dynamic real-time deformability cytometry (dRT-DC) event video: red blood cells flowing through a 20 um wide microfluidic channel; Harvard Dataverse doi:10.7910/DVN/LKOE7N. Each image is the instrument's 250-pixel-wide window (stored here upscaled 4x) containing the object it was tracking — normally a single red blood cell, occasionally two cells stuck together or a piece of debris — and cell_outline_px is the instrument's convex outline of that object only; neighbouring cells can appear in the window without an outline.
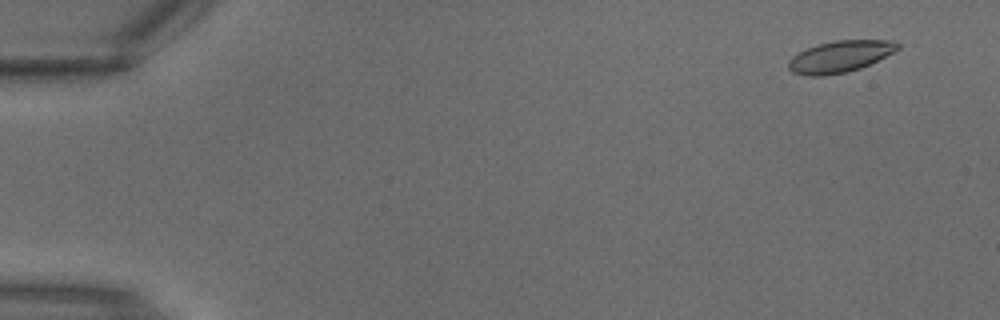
{"species": "common noctule bat (a hibernating species)", "species_latin": "Nyctalus noctula", "temperature_condition": "warm", "stored_images_in_passage": 3, "camera_frame_rate_fps": 3000, "um_per_image_px": 0.085, "animal": {"sex": "male", "body_mass_g": 18.8}, "frame": {"image": 1, "passage_image": 1, "time_ms": 0.0, "image_size_px": [1000, 320], "cell_outline_px": [[900, 48], [860, 68], [848, 72], [824, 76], [808, 76], [792, 72], [788, 68], [788, 60], [792, 56], [816, 44], [832, 40], [896, 40], [900, 44]], "centroid_in_image_um": [71.37, 4.8], "position_along_channel_um": 13.6, "area_um2": 20.11}}